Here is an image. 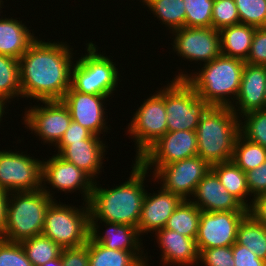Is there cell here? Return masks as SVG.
<instances>
[{"label":"cell","instance_id":"obj_47","mask_svg":"<svg viewBox=\"0 0 266 266\" xmlns=\"http://www.w3.org/2000/svg\"><path fill=\"white\" fill-rule=\"evenodd\" d=\"M42 266H63V263H62V260H61V256H59L58 258H56L54 260L46 262Z\"/></svg>","mask_w":266,"mask_h":266},{"label":"cell","instance_id":"obj_36","mask_svg":"<svg viewBox=\"0 0 266 266\" xmlns=\"http://www.w3.org/2000/svg\"><path fill=\"white\" fill-rule=\"evenodd\" d=\"M241 24L266 27V0H234Z\"/></svg>","mask_w":266,"mask_h":266},{"label":"cell","instance_id":"obj_6","mask_svg":"<svg viewBox=\"0 0 266 266\" xmlns=\"http://www.w3.org/2000/svg\"><path fill=\"white\" fill-rule=\"evenodd\" d=\"M47 208L42 235L61 248L85 245L90 237V210L88 203L83 208L55 202ZM58 203V204H57ZM83 209V210H82Z\"/></svg>","mask_w":266,"mask_h":266},{"label":"cell","instance_id":"obj_12","mask_svg":"<svg viewBox=\"0 0 266 266\" xmlns=\"http://www.w3.org/2000/svg\"><path fill=\"white\" fill-rule=\"evenodd\" d=\"M210 169L211 165L197 155L163 165L153 173L154 179L163 182L161 186L164 190L188 200Z\"/></svg>","mask_w":266,"mask_h":266},{"label":"cell","instance_id":"obj_27","mask_svg":"<svg viewBox=\"0 0 266 266\" xmlns=\"http://www.w3.org/2000/svg\"><path fill=\"white\" fill-rule=\"evenodd\" d=\"M89 266H146L133 252L113 250L88 239Z\"/></svg>","mask_w":266,"mask_h":266},{"label":"cell","instance_id":"obj_43","mask_svg":"<svg viewBox=\"0 0 266 266\" xmlns=\"http://www.w3.org/2000/svg\"><path fill=\"white\" fill-rule=\"evenodd\" d=\"M249 193L253 197L266 193V161L259 167L245 172Z\"/></svg>","mask_w":266,"mask_h":266},{"label":"cell","instance_id":"obj_5","mask_svg":"<svg viewBox=\"0 0 266 266\" xmlns=\"http://www.w3.org/2000/svg\"><path fill=\"white\" fill-rule=\"evenodd\" d=\"M45 188L47 186L42 184V189L35 191L10 193L2 239L20 243L42 234L47 208L54 200L53 193Z\"/></svg>","mask_w":266,"mask_h":266},{"label":"cell","instance_id":"obj_39","mask_svg":"<svg viewBox=\"0 0 266 266\" xmlns=\"http://www.w3.org/2000/svg\"><path fill=\"white\" fill-rule=\"evenodd\" d=\"M199 261L205 266H235L232 246L203 249L199 253Z\"/></svg>","mask_w":266,"mask_h":266},{"label":"cell","instance_id":"obj_19","mask_svg":"<svg viewBox=\"0 0 266 266\" xmlns=\"http://www.w3.org/2000/svg\"><path fill=\"white\" fill-rule=\"evenodd\" d=\"M160 188L158 194L145 193L137 227L139 235L164 228L168 218L183 201L180 196Z\"/></svg>","mask_w":266,"mask_h":266},{"label":"cell","instance_id":"obj_8","mask_svg":"<svg viewBox=\"0 0 266 266\" xmlns=\"http://www.w3.org/2000/svg\"><path fill=\"white\" fill-rule=\"evenodd\" d=\"M164 88L168 131H195L210 105L185 79H173Z\"/></svg>","mask_w":266,"mask_h":266},{"label":"cell","instance_id":"obj_22","mask_svg":"<svg viewBox=\"0 0 266 266\" xmlns=\"http://www.w3.org/2000/svg\"><path fill=\"white\" fill-rule=\"evenodd\" d=\"M163 264H178V266L193 265L199 261L196 240L175 231L162 228L155 231Z\"/></svg>","mask_w":266,"mask_h":266},{"label":"cell","instance_id":"obj_48","mask_svg":"<svg viewBox=\"0 0 266 266\" xmlns=\"http://www.w3.org/2000/svg\"><path fill=\"white\" fill-rule=\"evenodd\" d=\"M6 103L7 101L4 98L0 97V122L2 120L3 114L5 113L4 109L6 108L5 107V105H7Z\"/></svg>","mask_w":266,"mask_h":266},{"label":"cell","instance_id":"obj_49","mask_svg":"<svg viewBox=\"0 0 266 266\" xmlns=\"http://www.w3.org/2000/svg\"><path fill=\"white\" fill-rule=\"evenodd\" d=\"M265 104H266V86H265Z\"/></svg>","mask_w":266,"mask_h":266},{"label":"cell","instance_id":"obj_38","mask_svg":"<svg viewBox=\"0 0 266 266\" xmlns=\"http://www.w3.org/2000/svg\"><path fill=\"white\" fill-rule=\"evenodd\" d=\"M0 266H33L18 242H10L0 237Z\"/></svg>","mask_w":266,"mask_h":266},{"label":"cell","instance_id":"obj_1","mask_svg":"<svg viewBox=\"0 0 266 266\" xmlns=\"http://www.w3.org/2000/svg\"><path fill=\"white\" fill-rule=\"evenodd\" d=\"M38 37L19 59L21 98L37 101L62 100L71 87V48Z\"/></svg>","mask_w":266,"mask_h":266},{"label":"cell","instance_id":"obj_28","mask_svg":"<svg viewBox=\"0 0 266 266\" xmlns=\"http://www.w3.org/2000/svg\"><path fill=\"white\" fill-rule=\"evenodd\" d=\"M190 199L180 203L168 218L164 228L196 240L201 210Z\"/></svg>","mask_w":266,"mask_h":266},{"label":"cell","instance_id":"obj_17","mask_svg":"<svg viewBox=\"0 0 266 266\" xmlns=\"http://www.w3.org/2000/svg\"><path fill=\"white\" fill-rule=\"evenodd\" d=\"M106 98L108 97L103 95L81 93L70 87L62 101L69 109L73 121L100 136L103 130H108L104 116L105 107L103 108Z\"/></svg>","mask_w":266,"mask_h":266},{"label":"cell","instance_id":"obj_41","mask_svg":"<svg viewBox=\"0 0 266 266\" xmlns=\"http://www.w3.org/2000/svg\"><path fill=\"white\" fill-rule=\"evenodd\" d=\"M63 266H89L88 242L79 247L62 248Z\"/></svg>","mask_w":266,"mask_h":266},{"label":"cell","instance_id":"obj_35","mask_svg":"<svg viewBox=\"0 0 266 266\" xmlns=\"http://www.w3.org/2000/svg\"><path fill=\"white\" fill-rule=\"evenodd\" d=\"M185 4V27H212L214 0H183Z\"/></svg>","mask_w":266,"mask_h":266},{"label":"cell","instance_id":"obj_14","mask_svg":"<svg viewBox=\"0 0 266 266\" xmlns=\"http://www.w3.org/2000/svg\"><path fill=\"white\" fill-rule=\"evenodd\" d=\"M43 105L31 107L24 114L27 129L39 135L45 143L56 145L72 121L69 109L62 100L41 101Z\"/></svg>","mask_w":266,"mask_h":266},{"label":"cell","instance_id":"obj_7","mask_svg":"<svg viewBox=\"0 0 266 266\" xmlns=\"http://www.w3.org/2000/svg\"><path fill=\"white\" fill-rule=\"evenodd\" d=\"M86 45L88 53L72 66L71 87L81 93L110 97L119 79L116 64L104 54H98L94 43Z\"/></svg>","mask_w":266,"mask_h":266},{"label":"cell","instance_id":"obj_31","mask_svg":"<svg viewBox=\"0 0 266 266\" xmlns=\"http://www.w3.org/2000/svg\"><path fill=\"white\" fill-rule=\"evenodd\" d=\"M157 19L172 31L185 27V4L183 0H144Z\"/></svg>","mask_w":266,"mask_h":266},{"label":"cell","instance_id":"obj_18","mask_svg":"<svg viewBox=\"0 0 266 266\" xmlns=\"http://www.w3.org/2000/svg\"><path fill=\"white\" fill-rule=\"evenodd\" d=\"M192 202L205 212H248V209L227 189L221 185V182L215 172L210 171L198 183Z\"/></svg>","mask_w":266,"mask_h":266},{"label":"cell","instance_id":"obj_46","mask_svg":"<svg viewBox=\"0 0 266 266\" xmlns=\"http://www.w3.org/2000/svg\"><path fill=\"white\" fill-rule=\"evenodd\" d=\"M10 193L0 186V237L4 235Z\"/></svg>","mask_w":266,"mask_h":266},{"label":"cell","instance_id":"obj_3","mask_svg":"<svg viewBox=\"0 0 266 266\" xmlns=\"http://www.w3.org/2000/svg\"><path fill=\"white\" fill-rule=\"evenodd\" d=\"M244 64L241 59L221 54L205 63L196 74L181 72L174 79H185L210 106L231 107L233 103L230 98L236 100L240 90Z\"/></svg>","mask_w":266,"mask_h":266},{"label":"cell","instance_id":"obj_24","mask_svg":"<svg viewBox=\"0 0 266 266\" xmlns=\"http://www.w3.org/2000/svg\"><path fill=\"white\" fill-rule=\"evenodd\" d=\"M34 34L21 21L0 18V54L19 60L35 40Z\"/></svg>","mask_w":266,"mask_h":266},{"label":"cell","instance_id":"obj_11","mask_svg":"<svg viewBox=\"0 0 266 266\" xmlns=\"http://www.w3.org/2000/svg\"><path fill=\"white\" fill-rule=\"evenodd\" d=\"M197 149L195 131H167L137 161L147 170L155 166V172L163 165L197 156Z\"/></svg>","mask_w":266,"mask_h":266},{"label":"cell","instance_id":"obj_10","mask_svg":"<svg viewBox=\"0 0 266 266\" xmlns=\"http://www.w3.org/2000/svg\"><path fill=\"white\" fill-rule=\"evenodd\" d=\"M42 161L9 151H0V186L11 192L42 189Z\"/></svg>","mask_w":266,"mask_h":266},{"label":"cell","instance_id":"obj_9","mask_svg":"<svg viewBox=\"0 0 266 266\" xmlns=\"http://www.w3.org/2000/svg\"><path fill=\"white\" fill-rule=\"evenodd\" d=\"M146 99L128 125V133L134 139L137 160L151 145L167 131L164 88Z\"/></svg>","mask_w":266,"mask_h":266},{"label":"cell","instance_id":"obj_20","mask_svg":"<svg viewBox=\"0 0 266 266\" xmlns=\"http://www.w3.org/2000/svg\"><path fill=\"white\" fill-rule=\"evenodd\" d=\"M266 66L244 64L240 90L232 110L239 117L248 112L266 109L265 104ZM240 108V109H239ZM237 109V110H236ZM237 111H240L239 113ZM242 113V114H241ZM239 114V115H238Z\"/></svg>","mask_w":266,"mask_h":266},{"label":"cell","instance_id":"obj_30","mask_svg":"<svg viewBox=\"0 0 266 266\" xmlns=\"http://www.w3.org/2000/svg\"><path fill=\"white\" fill-rule=\"evenodd\" d=\"M232 161L244 172L256 169L266 161V148L239 133L234 144Z\"/></svg>","mask_w":266,"mask_h":266},{"label":"cell","instance_id":"obj_32","mask_svg":"<svg viewBox=\"0 0 266 266\" xmlns=\"http://www.w3.org/2000/svg\"><path fill=\"white\" fill-rule=\"evenodd\" d=\"M33 266H42L58 258L62 248L44 235L34 236L20 242Z\"/></svg>","mask_w":266,"mask_h":266},{"label":"cell","instance_id":"obj_34","mask_svg":"<svg viewBox=\"0 0 266 266\" xmlns=\"http://www.w3.org/2000/svg\"><path fill=\"white\" fill-rule=\"evenodd\" d=\"M241 117H245V121H240V133L266 148V109L248 112Z\"/></svg>","mask_w":266,"mask_h":266},{"label":"cell","instance_id":"obj_25","mask_svg":"<svg viewBox=\"0 0 266 266\" xmlns=\"http://www.w3.org/2000/svg\"><path fill=\"white\" fill-rule=\"evenodd\" d=\"M255 29L254 26L241 23L220 29L221 54L246 61Z\"/></svg>","mask_w":266,"mask_h":266},{"label":"cell","instance_id":"obj_13","mask_svg":"<svg viewBox=\"0 0 266 266\" xmlns=\"http://www.w3.org/2000/svg\"><path fill=\"white\" fill-rule=\"evenodd\" d=\"M248 212H205L201 211L196 236L198 253L203 249L232 246L236 242L237 230Z\"/></svg>","mask_w":266,"mask_h":266},{"label":"cell","instance_id":"obj_15","mask_svg":"<svg viewBox=\"0 0 266 266\" xmlns=\"http://www.w3.org/2000/svg\"><path fill=\"white\" fill-rule=\"evenodd\" d=\"M172 35L174 51L191 62L205 64L221 55L220 33L213 27H183L172 31Z\"/></svg>","mask_w":266,"mask_h":266},{"label":"cell","instance_id":"obj_40","mask_svg":"<svg viewBox=\"0 0 266 266\" xmlns=\"http://www.w3.org/2000/svg\"><path fill=\"white\" fill-rule=\"evenodd\" d=\"M245 63L266 66V27L255 29L250 53Z\"/></svg>","mask_w":266,"mask_h":266},{"label":"cell","instance_id":"obj_44","mask_svg":"<svg viewBox=\"0 0 266 266\" xmlns=\"http://www.w3.org/2000/svg\"><path fill=\"white\" fill-rule=\"evenodd\" d=\"M233 259L235 266H266V261L260 259L246 246L235 242L232 245Z\"/></svg>","mask_w":266,"mask_h":266},{"label":"cell","instance_id":"obj_29","mask_svg":"<svg viewBox=\"0 0 266 266\" xmlns=\"http://www.w3.org/2000/svg\"><path fill=\"white\" fill-rule=\"evenodd\" d=\"M236 242L246 246L258 258L266 261V227L257 222L250 214L241 221Z\"/></svg>","mask_w":266,"mask_h":266},{"label":"cell","instance_id":"obj_42","mask_svg":"<svg viewBox=\"0 0 266 266\" xmlns=\"http://www.w3.org/2000/svg\"><path fill=\"white\" fill-rule=\"evenodd\" d=\"M86 139H100V137L94 135L90 130L72 120L69 128L65 131V134L55 146L67 147L71 142H80Z\"/></svg>","mask_w":266,"mask_h":266},{"label":"cell","instance_id":"obj_2","mask_svg":"<svg viewBox=\"0 0 266 266\" xmlns=\"http://www.w3.org/2000/svg\"><path fill=\"white\" fill-rule=\"evenodd\" d=\"M132 172L123 184L105 189L96 186L94 181L92 193L88 201L90 224L101 222L119 223L138 227L143 201L145 198V169L137 160ZM144 187V188H143Z\"/></svg>","mask_w":266,"mask_h":266},{"label":"cell","instance_id":"obj_50","mask_svg":"<svg viewBox=\"0 0 266 266\" xmlns=\"http://www.w3.org/2000/svg\"><path fill=\"white\" fill-rule=\"evenodd\" d=\"M1 2H3V1H2V0H0V10H1V8H2V7H1V6H2V5H1ZM0 13H1V12H0Z\"/></svg>","mask_w":266,"mask_h":266},{"label":"cell","instance_id":"obj_45","mask_svg":"<svg viewBox=\"0 0 266 266\" xmlns=\"http://www.w3.org/2000/svg\"><path fill=\"white\" fill-rule=\"evenodd\" d=\"M251 201L252 204L248 208V214L266 227V193L253 197Z\"/></svg>","mask_w":266,"mask_h":266},{"label":"cell","instance_id":"obj_33","mask_svg":"<svg viewBox=\"0 0 266 266\" xmlns=\"http://www.w3.org/2000/svg\"><path fill=\"white\" fill-rule=\"evenodd\" d=\"M21 96L19 60L0 54V97L7 102Z\"/></svg>","mask_w":266,"mask_h":266},{"label":"cell","instance_id":"obj_16","mask_svg":"<svg viewBox=\"0 0 266 266\" xmlns=\"http://www.w3.org/2000/svg\"><path fill=\"white\" fill-rule=\"evenodd\" d=\"M41 182L51 184L59 191L72 192L81 190L84 194V201L88 203L92 193L94 180L82 169L77 168L73 163L61 158L58 154L53 155L49 160L42 161Z\"/></svg>","mask_w":266,"mask_h":266},{"label":"cell","instance_id":"obj_23","mask_svg":"<svg viewBox=\"0 0 266 266\" xmlns=\"http://www.w3.org/2000/svg\"><path fill=\"white\" fill-rule=\"evenodd\" d=\"M104 223L109 227L103 236L99 235V226L97 224H90V237L95 242L113 250L133 251L148 266L147 257L145 255L142 256V240L139 238L140 235L136 227L119 223Z\"/></svg>","mask_w":266,"mask_h":266},{"label":"cell","instance_id":"obj_37","mask_svg":"<svg viewBox=\"0 0 266 266\" xmlns=\"http://www.w3.org/2000/svg\"><path fill=\"white\" fill-rule=\"evenodd\" d=\"M240 24L238 9L234 0H214L212 8V27L220 30L227 26Z\"/></svg>","mask_w":266,"mask_h":266},{"label":"cell","instance_id":"obj_26","mask_svg":"<svg viewBox=\"0 0 266 266\" xmlns=\"http://www.w3.org/2000/svg\"><path fill=\"white\" fill-rule=\"evenodd\" d=\"M211 169L215 172L221 185L227 189L228 193L232 194L248 209L252 202L247 203L248 200H246L250 193L245 172L232 160L211 165Z\"/></svg>","mask_w":266,"mask_h":266},{"label":"cell","instance_id":"obj_21","mask_svg":"<svg viewBox=\"0 0 266 266\" xmlns=\"http://www.w3.org/2000/svg\"><path fill=\"white\" fill-rule=\"evenodd\" d=\"M105 144L99 139H86L80 142H71L67 147H57L58 155L64 160L73 163L82 169L93 180L100 173L102 160L105 155Z\"/></svg>","mask_w":266,"mask_h":266},{"label":"cell","instance_id":"obj_4","mask_svg":"<svg viewBox=\"0 0 266 266\" xmlns=\"http://www.w3.org/2000/svg\"><path fill=\"white\" fill-rule=\"evenodd\" d=\"M231 107L210 106L195 130L197 155L210 165L231 161L240 133V119Z\"/></svg>","mask_w":266,"mask_h":266}]
</instances>
